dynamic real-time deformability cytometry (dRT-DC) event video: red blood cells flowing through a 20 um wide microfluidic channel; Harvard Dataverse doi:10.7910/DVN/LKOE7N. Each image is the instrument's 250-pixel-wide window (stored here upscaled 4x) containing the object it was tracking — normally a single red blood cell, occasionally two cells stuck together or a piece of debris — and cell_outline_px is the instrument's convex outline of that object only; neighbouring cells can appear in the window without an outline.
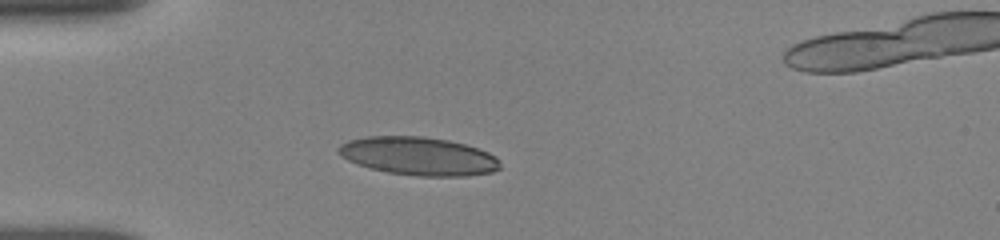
{"species": "human", "species_latin": "Homo sapiens", "temperature_condition": "room temperature", "stored_images_in_passage": 4, "camera_frame_rate_fps": 3000, "um_per_image_px": 0.085, "donor": {"sex": "female"}, "frame": {"image": 1, "passage_image": 1, "time_ms": 0.0, "image_size_px": [1000, 240], "cell_outline_px": [[500, 168], [492, 172], [468, 176], [416, 176], [388, 172], [368, 168], [356, 164], [340, 156], [336, 148], [340, 144], [348, 140], [368, 136], [424, 136], [448, 140], [464, 144], [488, 152], [496, 156], [500, 160]], "centroid_in_image_um": [35.55, 13.27], "position_along_channel_um": 49.4, "area_um2": 36.3}}